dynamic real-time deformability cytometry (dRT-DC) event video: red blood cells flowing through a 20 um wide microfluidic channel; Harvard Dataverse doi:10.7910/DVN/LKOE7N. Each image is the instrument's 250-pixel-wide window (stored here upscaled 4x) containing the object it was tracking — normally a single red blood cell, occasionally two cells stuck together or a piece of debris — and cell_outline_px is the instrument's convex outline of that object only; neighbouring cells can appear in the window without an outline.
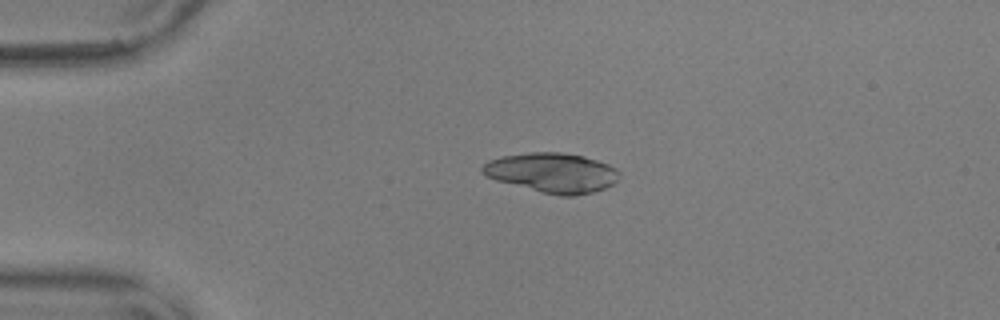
{"species": "common noctule bat (a hibernating species)", "species_latin": "Nyctalus noctula", "temperature_condition": "warm", "stored_images_in_passage": 45, "camera_frame_rate_fps": 3000, "um_per_image_px": 0.085, "animal": {"sex": "male", "body_mass_g": 17.9, "forearm_length_mm": 54.2}, "frame": {"image": 1, "passage_image": 3, "time_ms": 0.667, "image_size_px": [1000, 320], "cell_outline_px": [[620, 176], [612, 184], [604, 188], [592, 192], [576, 196], [560, 196], [540, 192], [496, 180], [484, 176], [480, 172], [480, 168], [488, 160], [500, 156], [532, 152], [560, 152], [584, 156], [608, 164], [616, 168], [620, 172]], "centroid_in_image_um": [46.9, 14.68], "position_along_channel_um": 38.1, "area_um2": 31.85}}